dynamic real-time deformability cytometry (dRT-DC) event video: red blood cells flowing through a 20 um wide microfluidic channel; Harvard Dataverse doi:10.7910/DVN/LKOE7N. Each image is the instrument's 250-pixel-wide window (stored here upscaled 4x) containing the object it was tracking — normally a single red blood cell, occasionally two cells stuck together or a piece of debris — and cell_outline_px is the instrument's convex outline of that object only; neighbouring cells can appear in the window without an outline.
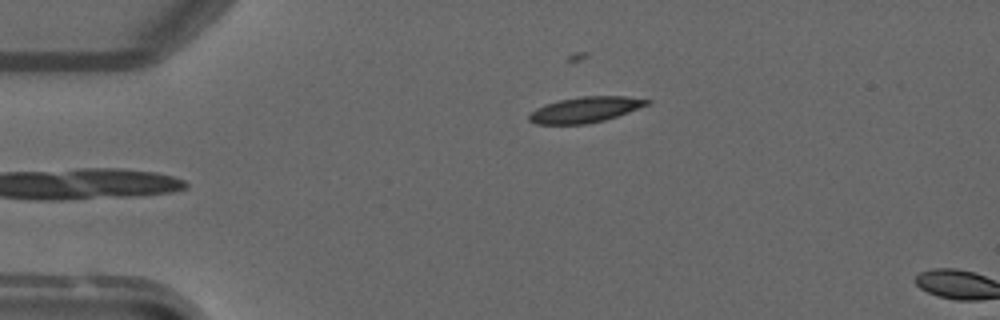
{"species": "common noctule bat (a hibernating species)", "species_latin": "Nyctalus noctula", "temperature_condition": "warm", "stored_images_in_passage": 4, "camera_frame_rate_fps": 3000, "um_per_image_px": 0.085, "animal": {"sex": "male", "forearm_length_mm": 52.5}, "frame": {"image": 1, "passage_image": 4, "time_ms": 3.333, "image_size_px": [1000, 320], "cell_outline_px": [[652, 104], [604, 120], [588, 124], [536, 124], [528, 120], [528, 116], [536, 108], [544, 104], [560, 100], [580, 96], [624, 96], [652, 100]], "centroid_in_image_um": [49.77, 9.32], "position_along_channel_um": 35.2, "area_um2": 17.69}}